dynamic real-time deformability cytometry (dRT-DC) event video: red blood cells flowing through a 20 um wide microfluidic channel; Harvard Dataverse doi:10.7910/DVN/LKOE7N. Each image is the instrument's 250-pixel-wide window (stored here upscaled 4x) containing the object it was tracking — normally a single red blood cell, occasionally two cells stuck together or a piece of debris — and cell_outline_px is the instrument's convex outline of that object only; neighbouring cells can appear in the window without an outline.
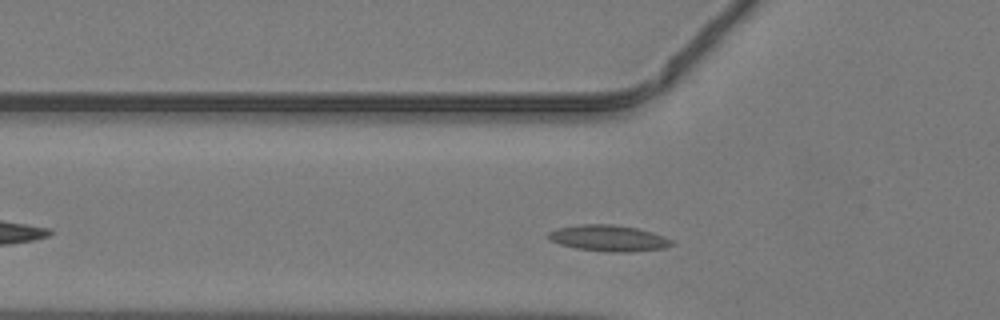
{"species": "common noctule bat (a hibernating species)", "species_latin": "Nyctalus noctula", "temperature_condition": "warm", "stored_images_in_passage": 27, "camera_frame_rate_fps": 3000, "um_per_image_px": 0.085, "animal": {"sex": "male", "body_mass_g": 19.2, "forearm_length_mm": 51.8}, "frame": {"image": 1, "passage_image": 4, "time_ms": 1.0, "image_size_px": [1000, 320], "cell_outline_px": [[676, 244], [664, 248], [632, 252], [608, 252], [576, 248], [560, 244], [548, 240], [548, 232], [556, 228], [580, 224], [612, 224], [636, 228], [652, 232], [664, 236], [672, 240]], "centroid_in_image_um": [51.73, 20.25], "position_along_channel_um": 74.1, "area_um2": 18.96}}
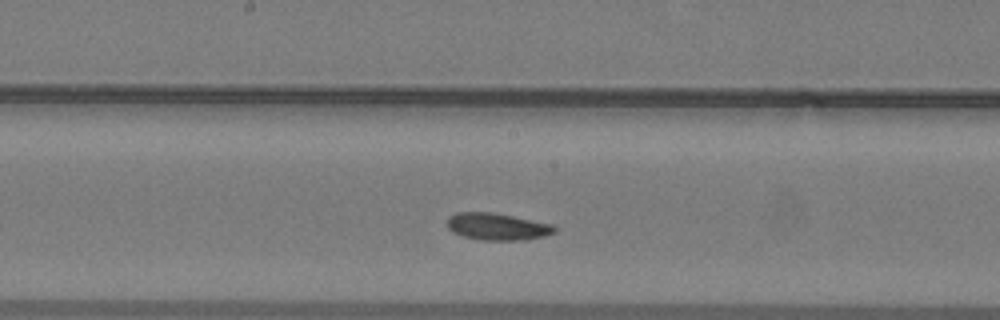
{"frame": {"image": 2, "passage_image": 13, "time_ms": 4.0, "image_size_px": [1000, 320], "cell_outline_px": [[556, 232], [544, 236], [520, 240], [484, 240], [460, 236], [452, 232], [448, 228], [448, 216], [456, 212], [492, 212], [552, 224], [556, 228]], "centroid_in_image_um": [42.23, 19.26], "position_along_channel_um": 206.0, "area_um2": 16.88}}
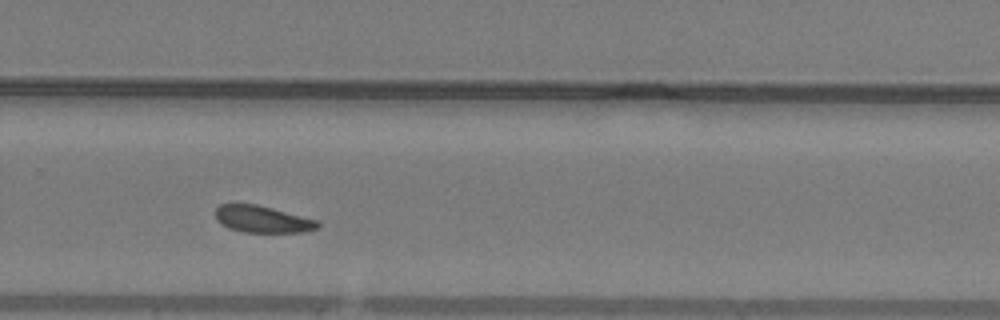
{"frame": {"image": 3, "passage_image": 20, "time_ms": 6.333, "image_size_px": [1000, 320], "cell_outline_px": [[320, 228], [304, 232], [244, 232], [228, 228], [220, 224], [216, 220], [216, 208], [220, 204], [256, 204], [272, 208], [316, 220], [320, 224]], "centroid_in_image_um": [22.29, 18.64], "position_along_channel_um": 307.5, "area_um2": 15.95}}